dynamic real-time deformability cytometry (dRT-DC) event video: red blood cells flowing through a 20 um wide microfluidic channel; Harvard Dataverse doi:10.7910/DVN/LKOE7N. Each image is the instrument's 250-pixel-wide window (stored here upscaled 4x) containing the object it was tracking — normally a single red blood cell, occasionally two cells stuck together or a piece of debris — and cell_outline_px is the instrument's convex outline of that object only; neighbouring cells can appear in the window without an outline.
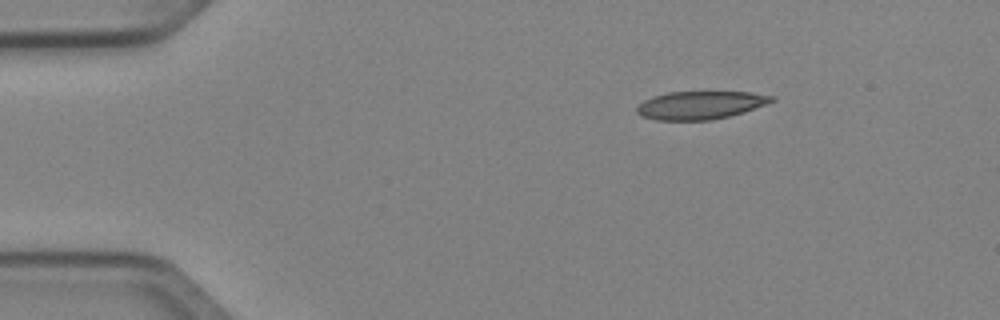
{"species": "Egyptian fruit bat (a non-hibernating species)", "species_latin": "Rousettus aegyptiacus", "temperature_condition": "cold", "stored_images_in_passage": 43, "camera_frame_rate_fps": 3000, "um_per_image_px": 0.085, "animal": {"sex": "female"}, "frame": {"image": 1, "passage_image": 1, "time_ms": 0.0, "image_size_px": [1000, 320], "cell_outline_px": [[776, 100], [744, 112], [712, 120], [656, 120], [640, 116], [636, 112], [636, 108], [644, 100], [652, 96], [668, 92], [752, 92], [776, 96]], "centroid_in_image_um": [59.53, 8.93], "position_along_channel_um": 25.5, "area_um2": 22.14}}
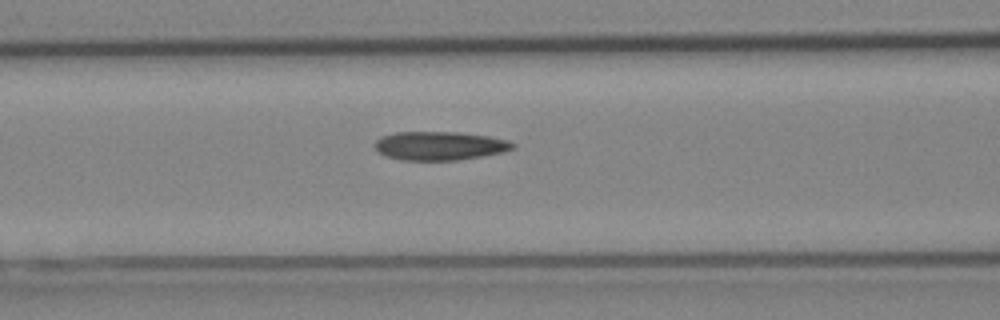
{"frame": {"image": 2, "passage_image": 14, "time_ms": 4.333, "image_size_px": [1000, 320], "cell_outline_px": [[516, 148], [504, 152], [456, 160], [404, 160], [388, 156], [380, 152], [376, 148], [376, 140], [380, 136], [396, 132], [456, 132], [488, 136], [508, 140], [516, 144]], "centroid_in_image_um": [37.41, 12.38], "position_along_channel_um": 129.2, "area_um2": 22.89}}
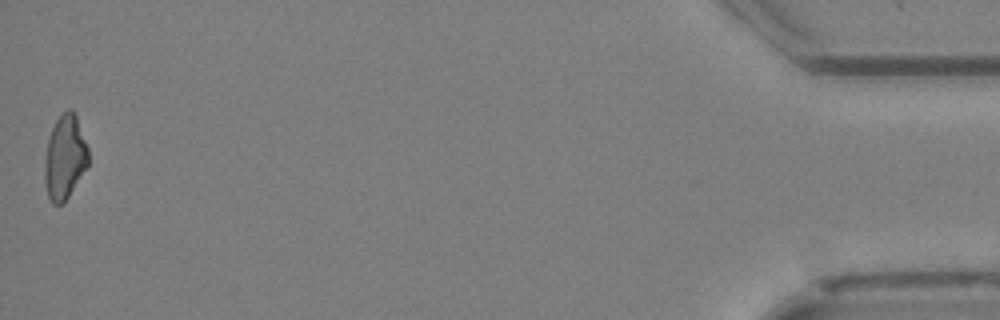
{"frame": {"image": 3, "passage_image": 43, "time_ms": 14.0, "image_size_px": [1000, 320], "cell_outline_px": [[88, 164], [64, 204], [52, 204], [48, 196], [44, 180], [44, 160], [48, 140], [52, 128], [56, 120], [68, 108], [72, 108], [76, 116], [88, 148]], "centroid_in_image_um": [5.49, 13.39], "position_along_channel_um": 429.7, "area_um2": 21.33}, "authors_computed_cell_mechanics": {"area_um2": 22.5998, "velocity_mm_per_s": 4.073, "shape_relaxation_time_tau1_ms": null, "shape_relaxation_time_tau2_ms": 6.9617, "deformation_change_tau1": null, "deformation_change_tau2": 0.1361}}